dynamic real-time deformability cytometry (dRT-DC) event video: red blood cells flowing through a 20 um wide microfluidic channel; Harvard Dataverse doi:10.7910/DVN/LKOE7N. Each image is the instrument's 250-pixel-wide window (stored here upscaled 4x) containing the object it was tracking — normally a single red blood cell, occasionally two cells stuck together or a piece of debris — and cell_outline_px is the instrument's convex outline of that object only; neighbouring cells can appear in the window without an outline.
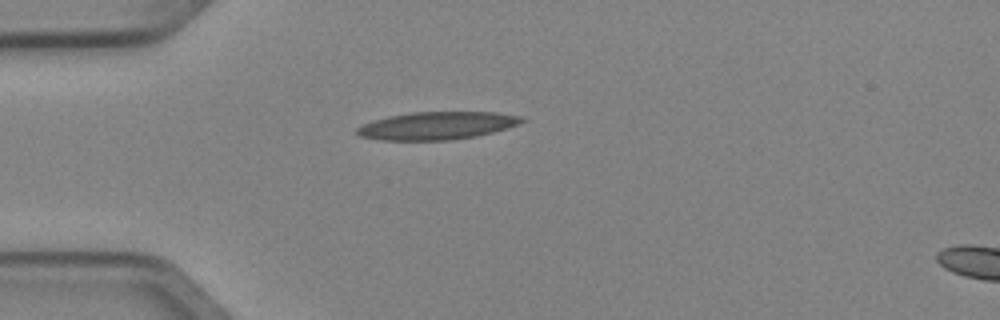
{"species": "Egyptian fruit bat (a non-hibernating species)", "species_latin": "Rousettus aegyptiacus", "temperature_condition": "cold", "stored_images_in_passage": 2, "segment_of_instrument_passage": [1, 2], "camera_frame_rate_fps": 3000, "um_per_image_px": 0.085, "animal": {"sex": "female"}, "frame": {"image": 1, "passage_image": 1, "time_ms": 0.0, "image_size_px": [1000, 320], "cell_outline_px": [[524, 120], [516, 124], [492, 132], [472, 136], [448, 140], [380, 140], [360, 136], [356, 132], [356, 128], [364, 124], [388, 116], [412, 112], [496, 112], [520, 116]], "centroid_in_image_um": [37.08, 10.67], "position_along_channel_um": 47.9, "area_um2": 26.13}}